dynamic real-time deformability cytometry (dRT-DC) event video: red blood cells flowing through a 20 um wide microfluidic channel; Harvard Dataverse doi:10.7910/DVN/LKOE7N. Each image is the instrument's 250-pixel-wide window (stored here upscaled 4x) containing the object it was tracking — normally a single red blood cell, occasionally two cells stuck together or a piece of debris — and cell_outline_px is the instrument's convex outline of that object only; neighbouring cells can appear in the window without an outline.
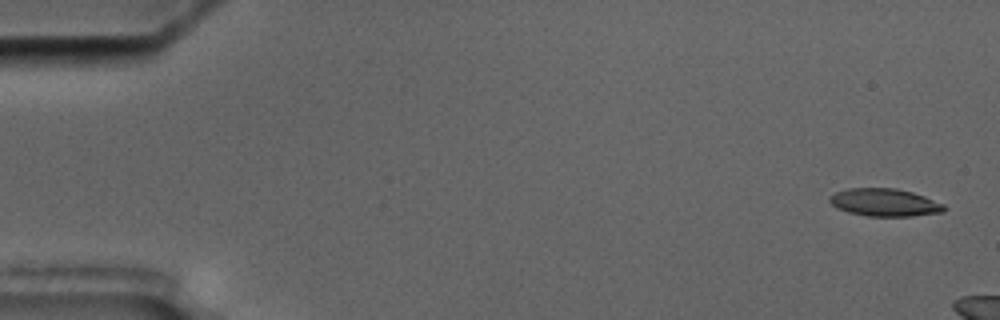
{"species": "common noctule bat (a hibernating species)", "species_latin": "Nyctalus noctula", "temperature_condition": "cold", "stored_images_in_passage": 6, "camera_frame_rate_fps": 3000, "um_per_image_px": 0.085, "animal": {"sex": "male", "body_mass_g": 17.5, "forearm_length_mm": 52.3}, "frame": {"image": 1, "passage_image": 1, "time_ms": 0.0, "image_size_px": [1000, 320], "cell_outline_px": [[948, 208], [944, 212], [912, 216], [868, 216], [848, 212], [836, 208], [828, 200], [828, 196], [836, 192], [848, 188], [896, 188], [912, 192], [924, 196], [944, 204]], "centroid_in_image_um": [75.2, 17.21], "position_along_channel_um": 9.8, "area_um2": 18.61}}